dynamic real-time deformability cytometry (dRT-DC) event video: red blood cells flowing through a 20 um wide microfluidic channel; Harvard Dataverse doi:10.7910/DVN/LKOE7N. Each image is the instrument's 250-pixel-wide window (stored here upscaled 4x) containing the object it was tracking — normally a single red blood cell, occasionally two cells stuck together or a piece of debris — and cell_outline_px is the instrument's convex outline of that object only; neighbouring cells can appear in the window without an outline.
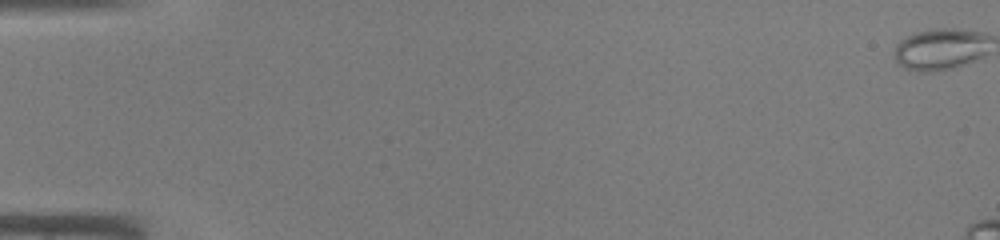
{"species": "common noctule bat (a hibernating species)", "species_latin": "Nyctalus noctula", "temperature_condition": "warm", "stored_images_in_passage": 43, "camera_frame_rate_fps": 3000, "um_per_image_px": 0.085, "animal": {"sex": "male", "body_mass_g": 19.0, "forearm_length_mm": 50.8}, "frame": {"image": 1, "passage_image": 1, "time_ms": 0.0, "image_size_px": [1000, 240], "cell_outline_px": [[976, 56], [952, 64], [936, 68], [916, 68], [900, 60], [896, 56], [896, 52], [900, 44], [904, 40], [912, 36], [924, 32], [968, 32], [976, 40]], "centroid_in_image_um": [79.63, 4.18], "position_along_channel_um": 5.4, "area_um2": 16.94}}
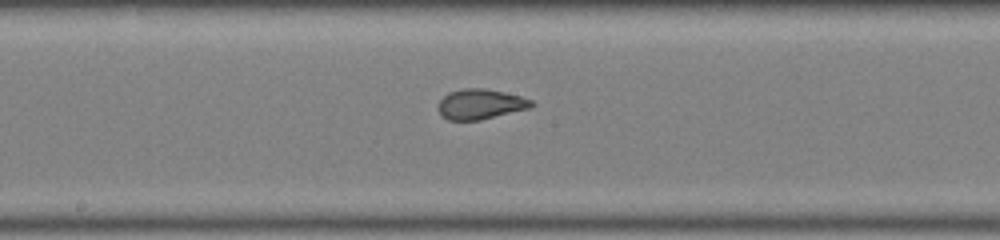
{"frame": {"image": 2, "passage_image": 26, "time_ms": 8.333, "image_size_px": [1000, 240], "cell_outline_px": [[532, 104], [528, 108], [476, 120], [448, 120], [440, 112], [440, 100], [444, 96], [452, 92], [468, 88], [480, 88], [520, 96], [532, 100]], "centroid_in_image_um": [40.82, 8.85], "position_along_channel_um": 207.4, "area_um2": 15.49}}
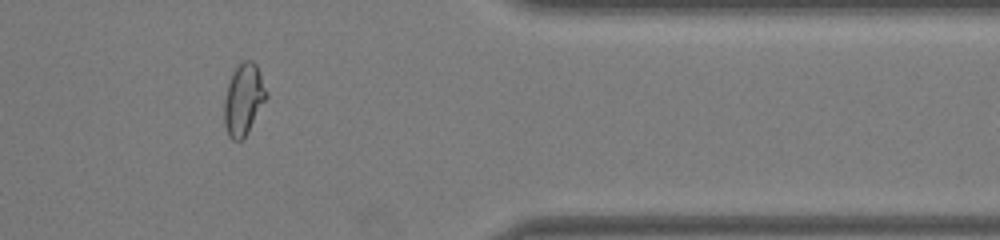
{"frame": {"image": 3, "passage_image": 39, "time_ms": 12.667, "image_size_px": [1000, 240], "cell_outline_px": [[268, 96], [244, 136], [240, 140], [236, 140], [228, 132], [224, 120], [224, 104], [228, 84], [236, 68], [244, 60], [252, 60], [256, 64]], "centroid_in_image_um": [20.71, 8.4], "position_along_channel_um": 390.7, "area_um2": 16.65}}